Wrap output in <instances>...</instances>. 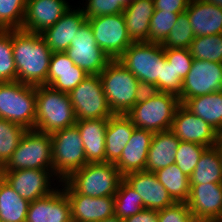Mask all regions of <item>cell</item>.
Wrapping results in <instances>:
<instances>
[{"instance_id": "6da1fadb", "label": "cell", "mask_w": 222, "mask_h": 222, "mask_svg": "<svg viewBox=\"0 0 222 222\" xmlns=\"http://www.w3.org/2000/svg\"><path fill=\"white\" fill-rule=\"evenodd\" d=\"M13 58L17 81L29 85H46L52 51L39 33L12 30Z\"/></svg>"}, {"instance_id": "7a4b0ae2", "label": "cell", "mask_w": 222, "mask_h": 222, "mask_svg": "<svg viewBox=\"0 0 222 222\" xmlns=\"http://www.w3.org/2000/svg\"><path fill=\"white\" fill-rule=\"evenodd\" d=\"M122 179L123 176L115 164L87 163L58 186L62 185L65 193H79L90 197L114 196Z\"/></svg>"}, {"instance_id": "3957f363", "label": "cell", "mask_w": 222, "mask_h": 222, "mask_svg": "<svg viewBox=\"0 0 222 222\" xmlns=\"http://www.w3.org/2000/svg\"><path fill=\"white\" fill-rule=\"evenodd\" d=\"M76 114L68 93L50 86H36L35 130L53 134L76 124Z\"/></svg>"}, {"instance_id": "277c9868", "label": "cell", "mask_w": 222, "mask_h": 222, "mask_svg": "<svg viewBox=\"0 0 222 222\" xmlns=\"http://www.w3.org/2000/svg\"><path fill=\"white\" fill-rule=\"evenodd\" d=\"M0 118L35 128L36 86L18 81L0 82Z\"/></svg>"}, {"instance_id": "5b68a950", "label": "cell", "mask_w": 222, "mask_h": 222, "mask_svg": "<svg viewBox=\"0 0 222 222\" xmlns=\"http://www.w3.org/2000/svg\"><path fill=\"white\" fill-rule=\"evenodd\" d=\"M113 114H124L135 105L139 80L118 59H111L99 74Z\"/></svg>"}, {"instance_id": "8992f818", "label": "cell", "mask_w": 222, "mask_h": 222, "mask_svg": "<svg viewBox=\"0 0 222 222\" xmlns=\"http://www.w3.org/2000/svg\"><path fill=\"white\" fill-rule=\"evenodd\" d=\"M22 169L53 170L50 134L28 129L1 171Z\"/></svg>"}, {"instance_id": "52a82bcc", "label": "cell", "mask_w": 222, "mask_h": 222, "mask_svg": "<svg viewBox=\"0 0 222 222\" xmlns=\"http://www.w3.org/2000/svg\"><path fill=\"white\" fill-rule=\"evenodd\" d=\"M51 140L53 174L61 183L87 164L84 146L75 125L54 132Z\"/></svg>"}, {"instance_id": "ba28073f", "label": "cell", "mask_w": 222, "mask_h": 222, "mask_svg": "<svg viewBox=\"0 0 222 222\" xmlns=\"http://www.w3.org/2000/svg\"><path fill=\"white\" fill-rule=\"evenodd\" d=\"M180 105L179 97L172 93H159L156 97L135 104L126 116L135 128L152 132L170 130L174 114Z\"/></svg>"}, {"instance_id": "9c48e42d", "label": "cell", "mask_w": 222, "mask_h": 222, "mask_svg": "<svg viewBox=\"0 0 222 222\" xmlns=\"http://www.w3.org/2000/svg\"><path fill=\"white\" fill-rule=\"evenodd\" d=\"M165 55L161 43H132L118 58L138 80L155 83L160 90L161 58Z\"/></svg>"}, {"instance_id": "30bf717a", "label": "cell", "mask_w": 222, "mask_h": 222, "mask_svg": "<svg viewBox=\"0 0 222 222\" xmlns=\"http://www.w3.org/2000/svg\"><path fill=\"white\" fill-rule=\"evenodd\" d=\"M76 119H108L113 116L99 75H88L69 93Z\"/></svg>"}, {"instance_id": "8fae6325", "label": "cell", "mask_w": 222, "mask_h": 222, "mask_svg": "<svg viewBox=\"0 0 222 222\" xmlns=\"http://www.w3.org/2000/svg\"><path fill=\"white\" fill-rule=\"evenodd\" d=\"M97 45L110 59H118L133 43L123 13L87 18Z\"/></svg>"}, {"instance_id": "7c38bea8", "label": "cell", "mask_w": 222, "mask_h": 222, "mask_svg": "<svg viewBox=\"0 0 222 222\" xmlns=\"http://www.w3.org/2000/svg\"><path fill=\"white\" fill-rule=\"evenodd\" d=\"M65 52L88 75H99L111 60L97 45L88 21L80 27Z\"/></svg>"}, {"instance_id": "4fadbf2b", "label": "cell", "mask_w": 222, "mask_h": 222, "mask_svg": "<svg viewBox=\"0 0 222 222\" xmlns=\"http://www.w3.org/2000/svg\"><path fill=\"white\" fill-rule=\"evenodd\" d=\"M218 91H222V63L193 59L178 96L180 104L187 99Z\"/></svg>"}, {"instance_id": "5bb4252c", "label": "cell", "mask_w": 222, "mask_h": 222, "mask_svg": "<svg viewBox=\"0 0 222 222\" xmlns=\"http://www.w3.org/2000/svg\"><path fill=\"white\" fill-rule=\"evenodd\" d=\"M53 175V170L42 169L1 171V177L29 202L45 197L56 189L51 188L50 181L56 180Z\"/></svg>"}, {"instance_id": "9a60e30c", "label": "cell", "mask_w": 222, "mask_h": 222, "mask_svg": "<svg viewBox=\"0 0 222 222\" xmlns=\"http://www.w3.org/2000/svg\"><path fill=\"white\" fill-rule=\"evenodd\" d=\"M170 130L180 141L198 143L207 148L217 143L218 132L182 104L175 111Z\"/></svg>"}, {"instance_id": "2e32d148", "label": "cell", "mask_w": 222, "mask_h": 222, "mask_svg": "<svg viewBox=\"0 0 222 222\" xmlns=\"http://www.w3.org/2000/svg\"><path fill=\"white\" fill-rule=\"evenodd\" d=\"M69 8L66 0H27L22 29L40 34L52 27Z\"/></svg>"}, {"instance_id": "e0dca14e", "label": "cell", "mask_w": 222, "mask_h": 222, "mask_svg": "<svg viewBox=\"0 0 222 222\" xmlns=\"http://www.w3.org/2000/svg\"><path fill=\"white\" fill-rule=\"evenodd\" d=\"M123 180L141 196L145 209L158 211L175 203L153 172H131Z\"/></svg>"}, {"instance_id": "ac0fdd59", "label": "cell", "mask_w": 222, "mask_h": 222, "mask_svg": "<svg viewBox=\"0 0 222 222\" xmlns=\"http://www.w3.org/2000/svg\"><path fill=\"white\" fill-rule=\"evenodd\" d=\"M26 222H72L71 205L63 189L30 202Z\"/></svg>"}, {"instance_id": "d6986e66", "label": "cell", "mask_w": 222, "mask_h": 222, "mask_svg": "<svg viewBox=\"0 0 222 222\" xmlns=\"http://www.w3.org/2000/svg\"><path fill=\"white\" fill-rule=\"evenodd\" d=\"M71 205L72 222H98L115 215V197H90L66 193Z\"/></svg>"}, {"instance_id": "ffe728a7", "label": "cell", "mask_w": 222, "mask_h": 222, "mask_svg": "<svg viewBox=\"0 0 222 222\" xmlns=\"http://www.w3.org/2000/svg\"><path fill=\"white\" fill-rule=\"evenodd\" d=\"M86 21L82 8L72 10L70 7L52 27L45 29L40 35L52 52H65Z\"/></svg>"}, {"instance_id": "44dd1931", "label": "cell", "mask_w": 222, "mask_h": 222, "mask_svg": "<svg viewBox=\"0 0 222 222\" xmlns=\"http://www.w3.org/2000/svg\"><path fill=\"white\" fill-rule=\"evenodd\" d=\"M88 74L74 64L66 52H52L47 76V86L70 93Z\"/></svg>"}, {"instance_id": "7402d4cb", "label": "cell", "mask_w": 222, "mask_h": 222, "mask_svg": "<svg viewBox=\"0 0 222 222\" xmlns=\"http://www.w3.org/2000/svg\"><path fill=\"white\" fill-rule=\"evenodd\" d=\"M186 203L192 215L221 220L222 184H190V196Z\"/></svg>"}, {"instance_id": "603a6c76", "label": "cell", "mask_w": 222, "mask_h": 222, "mask_svg": "<svg viewBox=\"0 0 222 222\" xmlns=\"http://www.w3.org/2000/svg\"><path fill=\"white\" fill-rule=\"evenodd\" d=\"M153 135L154 132L149 130L139 128L133 130L120 159L115 163L122 176L131 172L145 171Z\"/></svg>"}, {"instance_id": "cb8c5ba5", "label": "cell", "mask_w": 222, "mask_h": 222, "mask_svg": "<svg viewBox=\"0 0 222 222\" xmlns=\"http://www.w3.org/2000/svg\"><path fill=\"white\" fill-rule=\"evenodd\" d=\"M196 36L222 33V8L204 0H190L185 11Z\"/></svg>"}, {"instance_id": "d4e9b609", "label": "cell", "mask_w": 222, "mask_h": 222, "mask_svg": "<svg viewBox=\"0 0 222 222\" xmlns=\"http://www.w3.org/2000/svg\"><path fill=\"white\" fill-rule=\"evenodd\" d=\"M108 119L78 120V128L87 163L105 162V133Z\"/></svg>"}, {"instance_id": "484cf974", "label": "cell", "mask_w": 222, "mask_h": 222, "mask_svg": "<svg viewBox=\"0 0 222 222\" xmlns=\"http://www.w3.org/2000/svg\"><path fill=\"white\" fill-rule=\"evenodd\" d=\"M154 10V0H134L124 7L122 13L133 43L149 42L150 21Z\"/></svg>"}, {"instance_id": "4316f807", "label": "cell", "mask_w": 222, "mask_h": 222, "mask_svg": "<svg viewBox=\"0 0 222 222\" xmlns=\"http://www.w3.org/2000/svg\"><path fill=\"white\" fill-rule=\"evenodd\" d=\"M134 129L131 120L124 114H114L108 118L105 133V162L115 164L120 159Z\"/></svg>"}, {"instance_id": "83f0119b", "label": "cell", "mask_w": 222, "mask_h": 222, "mask_svg": "<svg viewBox=\"0 0 222 222\" xmlns=\"http://www.w3.org/2000/svg\"><path fill=\"white\" fill-rule=\"evenodd\" d=\"M180 140L171 130L155 132L149 147L146 172H156L175 163Z\"/></svg>"}, {"instance_id": "f1b7e54d", "label": "cell", "mask_w": 222, "mask_h": 222, "mask_svg": "<svg viewBox=\"0 0 222 222\" xmlns=\"http://www.w3.org/2000/svg\"><path fill=\"white\" fill-rule=\"evenodd\" d=\"M182 105L217 132L222 128V91L187 99Z\"/></svg>"}, {"instance_id": "f546056e", "label": "cell", "mask_w": 222, "mask_h": 222, "mask_svg": "<svg viewBox=\"0 0 222 222\" xmlns=\"http://www.w3.org/2000/svg\"><path fill=\"white\" fill-rule=\"evenodd\" d=\"M29 205L0 176V222H26Z\"/></svg>"}, {"instance_id": "4dcf8cb0", "label": "cell", "mask_w": 222, "mask_h": 222, "mask_svg": "<svg viewBox=\"0 0 222 222\" xmlns=\"http://www.w3.org/2000/svg\"><path fill=\"white\" fill-rule=\"evenodd\" d=\"M189 181L190 184H222V160L216 146L204 150Z\"/></svg>"}, {"instance_id": "1f68e13d", "label": "cell", "mask_w": 222, "mask_h": 222, "mask_svg": "<svg viewBox=\"0 0 222 222\" xmlns=\"http://www.w3.org/2000/svg\"><path fill=\"white\" fill-rule=\"evenodd\" d=\"M175 202H187L190 196V181L174 163L154 172Z\"/></svg>"}, {"instance_id": "d6a6232c", "label": "cell", "mask_w": 222, "mask_h": 222, "mask_svg": "<svg viewBox=\"0 0 222 222\" xmlns=\"http://www.w3.org/2000/svg\"><path fill=\"white\" fill-rule=\"evenodd\" d=\"M115 197V216L121 219L133 216L145 209L141 196L123 179L120 181Z\"/></svg>"}, {"instance_id": "836d02e7", "label": "cell", "mask_w": 222, "mask_h": 222, "mask_svg": "<svg viewBox=\"0 0 222 222\" xmlns=\"http://www.w3.org/2000/svg\"><path fill=\"white\" fill-rule=\"evenodd\" d=\"M189 50L193 59L222 63V33L194 37Z\"/></svg>"}, {"instance_id": "e575fe53", "label": "cell", "mask_w": 222, "mask_h": 222, "mask_svg": "<svg viewBox=\"0 0 222 222\" xmlns=\"http://www.w3.org/2000/svg\"><path fill=\"white\" fill-rule=\"evenodd\" d=\"M27 129L17 123L0 118V167L11 158Z\"/></svg>"}, {"instance_id": "d590c367", "label": "cell", "mask_w": 222, "mask_h": 222, "mask_svg": "<svg viewBox=\"0 0 222 222\" xmlns=\"http://www.w3.org/2000/svg\"><path fill=\"white\" fill-rule=\"evenodd\" d=\"M27 0H0V30L22 29Z\"/></svg>"}, {"instance_id": "8d00e7d4", "label": "cell", "mask_w": 222, "mask_h": 222, "mask_svg": "<svg viewBox=\"0 0 222 222\" xmlns=\"http://www.w3.org/2000/svg\"><path fill=\"white\" fill-rule=\"evenodd\" d=\"M194 33L186 12L178 15L177 22L172 27L167 38L161 43L164 49L186 48L189 49L194 40Z\"/></svg>"}, {"instance_id": "74e56055", "label": "cell", "mask_w": 222, "mask_h": 222, "mask_svg": "<svg viewBox=\"0 0 222 222\" xmlns=\"http://www.w3.org/2000/svg\"><path fill=\"white\" fill-rule=\"evenodd\" d=\"M12 81H17L12 49V30H0V82Z\"/></svg>"}, {"instance_id": "f35d334b", "label": "cell", "mask_w": 222, "mask_h": 222, "mask_svg": "<svg viewBox=\"0 0 222 222\" xmlns=\"http://www.w3.org/2000/svg\"><path fill=\"white\" fill-rule=\"evenodd\" d=\"M206 148L198 143L180 141L175 155V164L186 176L190 177Z\"/></svg>"}, {"instance_id": "ab89813d", "label": "cell", "mask_w": 222, "mask_h": 222, "mask_svg": "<svg viewBox=\"0 0 222 222\" xmlns=\"http://www.w3.org/2000/svg\"><path fill=\"white\" fill-rule=\"evenodd\" d=\"M178 13L154 10L149 28V42L162 43L177 22Z\"/></svg>"}, {"instance_id": "60d3db41", "label": "cell", "mask_w": 222, "mask_h": 222, "mask_svg": "<svg viewBox=\"0 0 222 222\" xmlns=\"http://www.w3.org/2000/svg\"><path fill=\"white\" fill-rule=\"evenodd\" d=\"M164 52L166 60L175 70L176 77L184 80L193 64V57L190 50L186 48H168L164 49Z\"/></svg>"}, {"instance_id": "b9f144b4", "label": "cell", "mask_w": 222, "mask_h": 222, "mask_svg": "<svg viewBox=\"0 0 222 222\" xmlns=\"http://www.w3.org/2000/svg\"><path fill=\"white\" fill-rule=\"evenodd\" d=\"M183 80L176 77L173 66L166 60L165 55L161 58L160 92L181 94Z\"/></svg>"}, {"instance_id": "7bdbcfd3", "label": "cell", "mask_w": 222, "mask_h": 222, "mask_svg": "<svg viewBox=\"0 0 222 222\" xmlns=\"http://www.w3.org/2000/svg\"><path fill=\"white\" fill-rule=\"evenodd\" d=\"M83 7L86 18H93L100 15L117 14L123 11L120 0H87Z\"/></svg>"}, {"instance_id": "ee69618b", "label": "cell", "mask_w": 222, "mask_h": 222, "mask_svg": "<svg viewBox=\"0 0 222 222\" xmlns=\"http://www.w3.org/2000/svg\"><path fill=\"white\" fill-rule=\"evenodd\" d=\"M157 213L158 222H188L192 215L186 202H175Z\"/></svg>"}, {"instance_id": "f6af8a7d", "label": "cell", "mask_w": 222, "mask_h": 222, "mask_svg": "<svg viewBox=\"0 0 222 222\" xmlns=\"http://www.w3.org/2000/svg\"><path fill=\"white\" fill-rule=\"evenodd\" d=\"M160 92L155 83L140 81L135 93V104L143 103L152 97H156Z\"/></svg>"}, {"instance_id": "bcb514c9", "label": "cell", "mask_w": 222, "mask_h": 222, "mask_svg": "<svg viewBox=\"0 0 222 222\" xmlns=\"http://www.w3.org/2000/svg\"><path fill=\"white\" fill-rule=\"evenodd\" d=\"M190 0H154L155 10L181 14L188 8Z\"/></svg>"}, {"instance_id": "7dc6e473", "label": "cell", "mask_w": 222, "mask_h": 222, "mask_svg": "<svg viewBox=\"0 0 222 222\" xmlns=\"http://www.w3.org/2000/svg\"><path fill=\"white\" fill-rule=\"evenodd\" d=\"M123 222H158L157 210L144 209L140 213L123 219Z\"/></svg>"}, {"instance_id": "c3c4849f", "label": "cell", "mask_w": 222, "mask_h": 222, "mask_svg": "<svg viewBox=\"0 0 222 222\" xmlns=\"http://www.w3.org/2000/svg\"><path fill=\"white\" fill-rule=\"evenodd\" d=\"M188 222H221V220L191 215Z\"/></svg>"}, {"instance_id": "681fc988", "label": "cell", "mask_w": 222, "mask_h": 222, "mask_svg": "<svg viewBox=\"0 0 222 222\" xmlns=\"http://www.w3.org/2000/svg\"><path fill=\"white\" fill-rule=\"evenodd\" d=\"M98 222H123V219L119 218L118 216H112L109 218H105L103 220H100Z\"/></svg>"}, {"instance_id": "f907efd6", "label": "cell", "mask_w": 222, "mask_h": 222, "mask_svg": "<svg viewBox=\"0 0 222 222\" xmlns=\"http://www.w3.org/2000/svg\"><path fill=\"white\" fill-rule=\"evenodd\" d=\"M204 1L222 8V0H204Z\"/></svg>"}, {"instance_id": "816d5d0a", "label": "cell", "mask_w": 222, "mask_h": 222, "mask_svg": "<svg viewBox=\"0 0 222 222\" xmlns=\"http://www.w3.org/2000/svg\"><path fill=\"white\" fill-rule=\"evenodd\" d=\"M216 145H222V128L218 131Z\"/></svg>"}, {"instance_id": "f5cc1de1", "label": "cell", "mask_w": 222, "mask_h": 222, "mask_svg": "<svg viewBox=\"0 0 222 222\" xmlns=\"http://www.w3.org/2000/svg\"><path fill=\"white\" fill-rule=\"evenodd\" d=\"M131 1L134 0H120V5L124 8L128 5V3H130Z\"/></svg>"}, {"instance_id": "db71d44e", "label": "cell", "mask_w": 222, "mask_h": 222, "mask_svg": "<svg viewBox=\"0 0 222 222\" xmlns=\"http://www.w3.org/2000/svg\"><path fill=\"white\" fill-rule=\"evenodd\" d=\"M220 153L221 160H222V145H215Z\"/></svg>"}]
</instances>
